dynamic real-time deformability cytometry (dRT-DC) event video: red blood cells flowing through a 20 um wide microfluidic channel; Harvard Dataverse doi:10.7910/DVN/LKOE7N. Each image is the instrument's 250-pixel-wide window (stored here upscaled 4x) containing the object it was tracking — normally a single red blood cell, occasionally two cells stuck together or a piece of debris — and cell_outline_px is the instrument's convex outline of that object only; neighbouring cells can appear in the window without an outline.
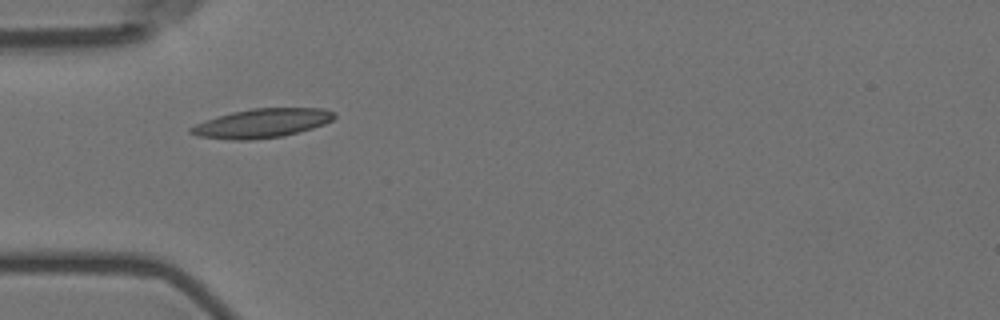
{"species": "Egyptian fruit bat (a non-hibernating species)", "species_latin": "Rousettus aegyptiacus", "temperature_condition": "room temperature", "stored_images_in_passage": 11, "camera_frame_rate_fps": 3000, "um_per_image_px": 0.085, "animal": {"sex": "female"}, "frame": {"image": 1, "passage_image": 1, "time_ms": 0.0, "image_size_px": [1000, 320], "cell_outline_px": [[336, 116], [332, 120], [324, 124], [312, 128], [284, 136], [248, 140], [232, 140], [200, 136], [188, 132], [188, 128], [196, 124], [232, 112], [252, 108], [324, 108], [336, 112]], "centroid_in_image_um": [22.31, 10.47], "position_along_channel_um": 62.7, "area_um2": 24.1}}
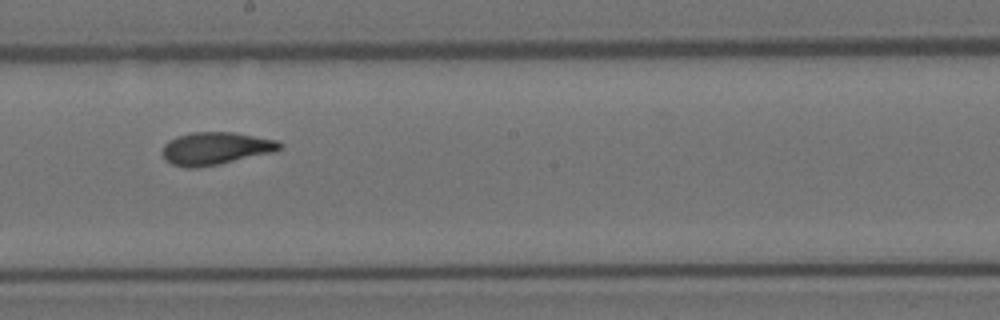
{"frame": {"image": 2, "passage_image": 5, "time_ms": 1.333, "image_size_px": [1000, 320], "cell_outline_px": [[284, 144], [276, 152], [220, 164], [196, 168], [184, 168], [172, 164], [164, 160], [164, 144], [168, 140], [176, 136], [192, 132], [232, 132], [280, 140]], "centroid_in_image_um": [18.36, 12.62], "position_along_channel_um": 229.8, "area_um2": 22.6}}
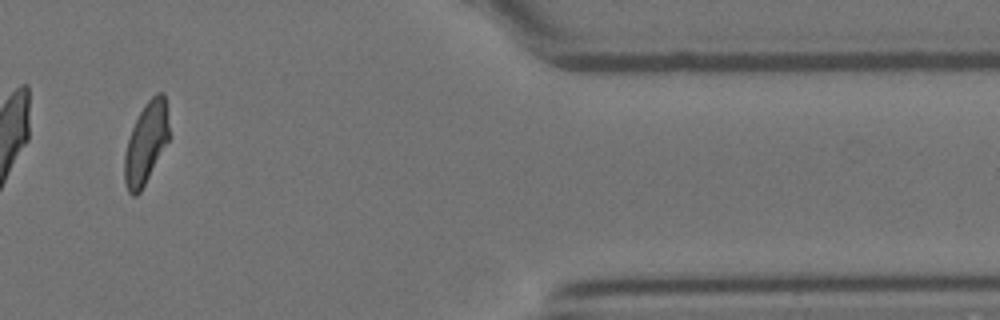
{"frame": {"image": 3, "passage_image": 9, "time_ms": 2.667, "image_size_px": [1000, 320], "cell_outline_px": [[168, 140], [140, 192], [136, 196], [132, 196], [128, 192], [124, 180], [124, 156], [128, 140], [132, 128], [140, 112], [148, 100], [156, 92], [164, 92], [168, 124]], "centroid_in_image_um": [12.39, 12.17], "position_along_channel_um": 399.0, "area_um2": 20.63}}